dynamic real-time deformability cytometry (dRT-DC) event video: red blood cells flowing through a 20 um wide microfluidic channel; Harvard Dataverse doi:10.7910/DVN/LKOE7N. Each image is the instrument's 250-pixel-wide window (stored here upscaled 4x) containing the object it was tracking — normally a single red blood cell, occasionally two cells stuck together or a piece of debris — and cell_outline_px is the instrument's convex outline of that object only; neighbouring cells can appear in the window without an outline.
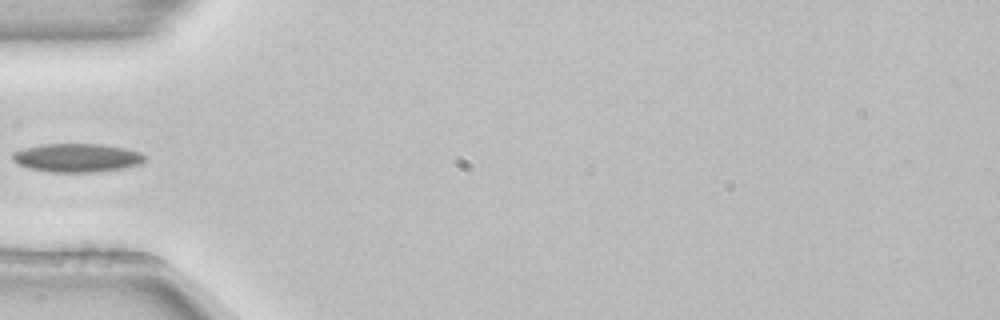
{"species": "common noctule bat (a hibernating species)", "species_latin": "Nyctalus noctula", "temperature_condition": "room temperature", "stored_images_in_passage": 5, "camera_frame_rate_fps": 3000, "um_per_image_px": 0.085, "animal": {"sex": "female", "body_mass_g": 22.7, "forearm_length_mm": 54.2}, "frame": {"image": 1, "passage_image": 5, "time_ms": 1.333, "image_size_px": [1000, 320], "cell_outline_px": [[144, 160], [140, 164], [124, 168], [92, 172], [52, 172], [28, 168], [16, 164], [12, 160], [12, 152], [24, 148], [40, 144], [100, 144], [124, 148], [140, 152], [144, 156]], "centroid_in_image_um": [6.49, 13.41], "position_along_channel_um": 78.5, "area_um2": 22.02}}